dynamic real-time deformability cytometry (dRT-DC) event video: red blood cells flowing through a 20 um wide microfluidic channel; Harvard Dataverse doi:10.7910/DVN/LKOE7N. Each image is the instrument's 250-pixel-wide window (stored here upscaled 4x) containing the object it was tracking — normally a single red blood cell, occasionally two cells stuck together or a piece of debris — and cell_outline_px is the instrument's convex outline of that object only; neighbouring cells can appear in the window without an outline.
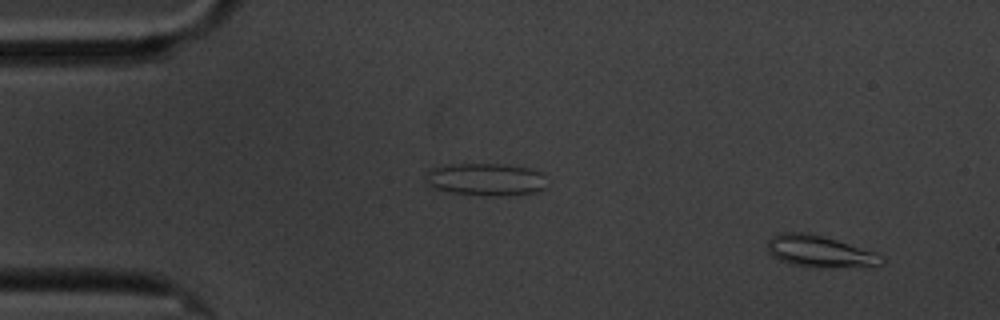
{"species": "common noctule bat (a hibernating species)", "species_latin": "Nyctalus noctula", "temperature_condition": "cold", "stored_images_in_passage": 7, "camera_frame_rate_fps": 3000, "um_per_image_px": 0.085, "animal": {"sex": "male", "body_mass_g": 20.1, "forearm_length_mm": 53.5}, "frame": {"image": 1, "passage_image": 1, "time_ms": 0.0, "image_size_px": [1000, 320], "cell_outline_px": [[884, 264], [816, 268], [812, 268], [788, 264], [772, 256], [768, 252], [768, 240], [772, 236], [784, 232], [804, 232], [824, 236], [876, 252], [884, 256]], "centroid_in_image_um": [69.65, 21.37], "position_along_channel_um": 15.4, "area_um2": 21.1}}
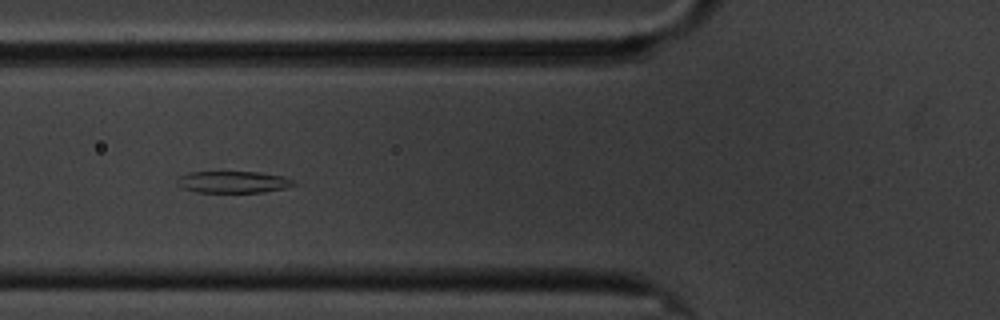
{"frame": {"image": 2, "passage_image": 6, "time_ms": 5.667, "image_size_px": [1000, 320], "cell_outline_px": [[296, 184], [288, 188], [260, 192], [196, 192], [184, 188], [176, 184], [176, 180], [180, 176], [188, 172], [260, 172], [284, 176], [292, 180]], "centroid_in_image_um": [19.82, 15.47], "position_along_channel_um": 106.0, "area_um2": 14.8}}
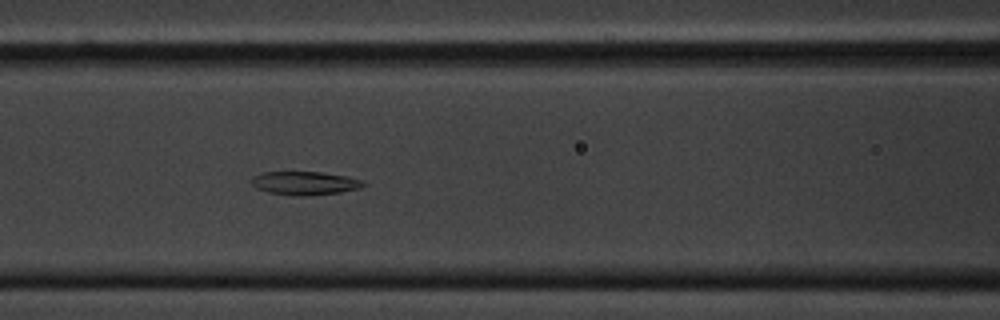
{"frame": {"image": 3, "passage_image": 7, "time_ms": 6.667, "image_size_px": [1000, 320], "cell_outline_px": [[368, 184], [360, 188], [340, 192], [304, 196], [296, 196], [268, 192], [256, 188], [252, 184], [252, 176], [264, 172], [320, 172], [348, 176], [360, 180]], "centroid_in_image_um": [25.91, 15.57], "position_along_channel_um": 140.7, "area_um2": 15.26}}